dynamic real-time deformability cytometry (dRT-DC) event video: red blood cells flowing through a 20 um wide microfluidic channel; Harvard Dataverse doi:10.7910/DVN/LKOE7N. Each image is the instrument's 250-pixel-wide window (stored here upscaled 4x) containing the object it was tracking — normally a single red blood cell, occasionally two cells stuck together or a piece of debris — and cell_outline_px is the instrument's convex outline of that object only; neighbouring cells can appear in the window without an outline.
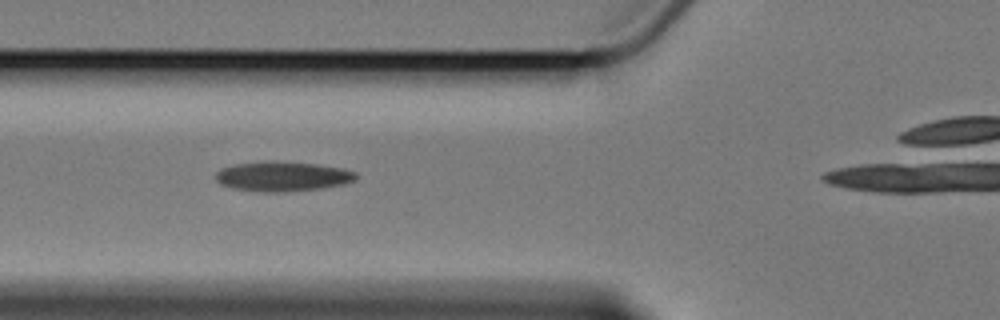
{"species": "Egyptian fruit bat (a non-hibernating species)", "species_latin": "Rousettus aegyptiacus", "temperature_condition": "cold", "stored_images_in_passage": 7, "camera_frame_rate_fps": 3000, "um_per_image_px": 0.085, "animal": {"sex": "female"}, "frame": {"image": 1, "passage_image": 4, "time_ms": 3.667, "image_size_px": [1000, 320], "cell_outline_px": [[360, 176], [356, 180], [344, 184], [324, 188], [288, 192], [264, 192], [232, 188], [220, 184], [216, 180], [216, 172], [220, 168], [232, 164], [264, 160], [272, 160], [320, 164], [344, 168], [356, 172]], "centroid_in_image_um": [24.04, 14.98], "position_along_channel_um": 101.8, "area_um2": 25.09}}
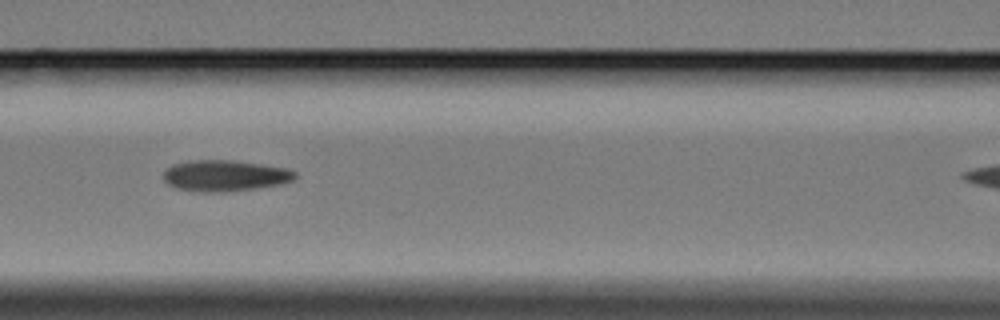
{"frame": {"image": 2, "passage_image": 5, "time_ms": 5.0, "image_size_px": [1000, 320], "cell_outline_px": [[296, 176], [292, 180], [280, 184], [256, 188], [212, 192], [176, 188], [168, 184], [164, 180], [164, 172], [172, 164], [188, 160], [236, 160], [288, 168], [296, 172]], "centroid_in_image_um": [19.12, 14.9], "position_along_channel_um": 147.5, "area_um2": 23.64}}
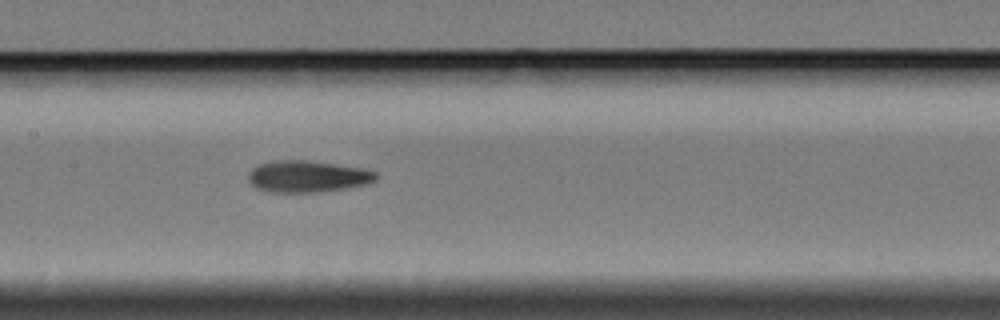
{"frame": {"image": 3, "passage_image": 6, "time_ms": 6.0, "image_size_px": [1000, 320], "cell_outline_px": [[380, 176], [376, 180], [368, 184], [320, 192], [272, 192], [256, 188], [248, 180], [248, 172], [252, 168], [260, 164], [276, 160], [304, 160], [360, 168], [376, 172]], "centroid_in_image_um": [26.13, 15.0], "position_along_channel_um": 181.3, "area_um2": 23.41}}